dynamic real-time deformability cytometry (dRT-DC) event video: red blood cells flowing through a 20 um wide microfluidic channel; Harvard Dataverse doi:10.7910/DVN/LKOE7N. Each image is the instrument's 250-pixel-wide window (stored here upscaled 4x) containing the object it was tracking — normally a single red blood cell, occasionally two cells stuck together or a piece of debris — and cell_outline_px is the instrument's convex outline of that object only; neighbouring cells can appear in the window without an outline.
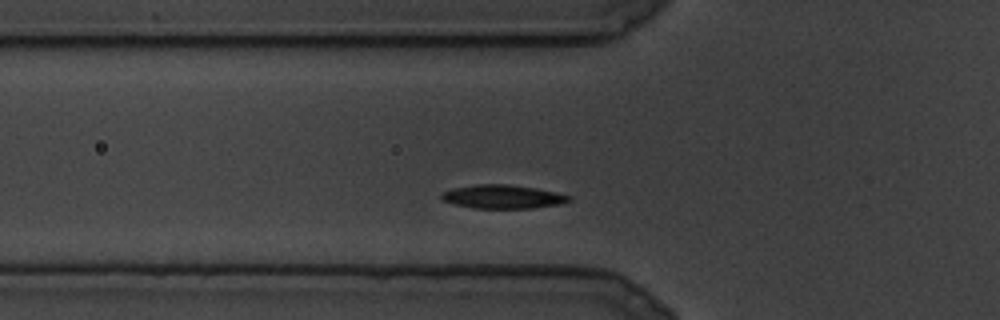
{"species": "common noctule bat (a hibernating species)", "species_latin": "Nyctalus noctula", "temperature_condition": "cold", "stored_images_in_passage": 74, "camera_frame_rate_fps": 3000, "um_per_image_px": 0.085, "animal": {"sex": "male", "body_mass_g": 19.5, "forearm_length_mm": 54.6}, "frame": {"image": 1, "passage_image": 2, "time_ms": 0.333, "image_size_px": [1000, 320], "cell_outline_px": [[572, 200], [560, 204], [532, 208], [472, 208], [456, 204], [444, 200], [440, 196], [440, 192], [452, 188], [476, 184], [508, 184], [536, 188], [556, 192], [568, 196]], "centroid_in_image_um": [42.71, 16.71], "position_along_channel_um": 83.1, "area_um2": 17.51}}
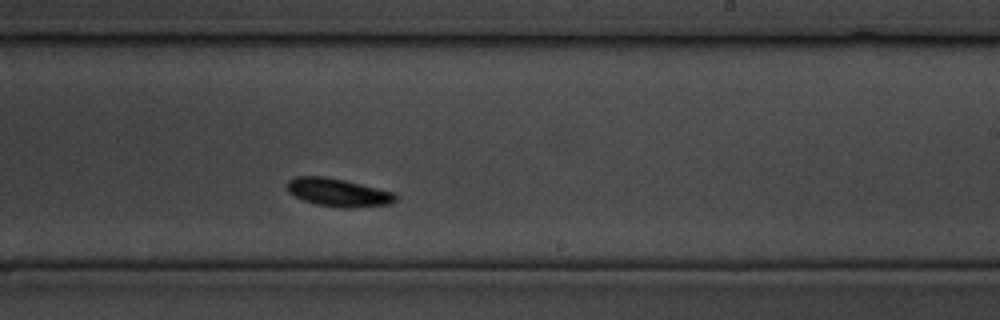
{"frame": {"image": 2, "passage_image": 31, "time_ms": 10.0, "image_size_px": [1000, 320], "cell_outline_px": [[396, 200], [392, 204], [344, 208], [316, 204], [304, 200], [288, 192], [288, 180], [296, 176], [324, 176], [344, 180], [392, 192], [396, 196]], "centroid_in_image_um": [28.73, 16.35], "position_along_channel_um": 260.3, "area_um2": 17.4}}
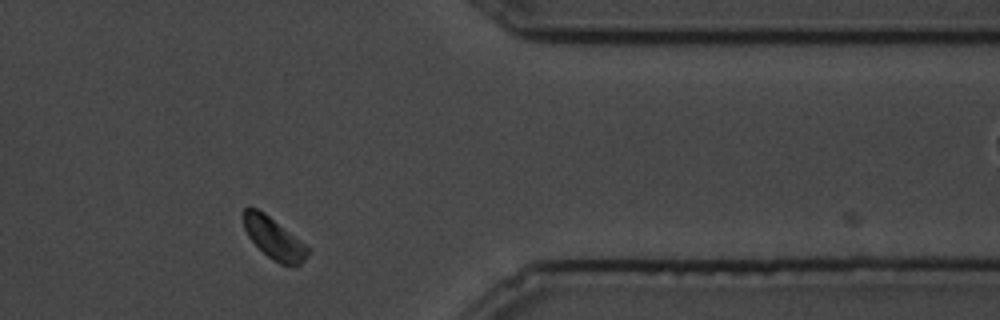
{"frame": {"image": 3, "passage_image": 54, "time_ms": 17.667, "image_size_px": [1000, 320], "cell_outline_px": [[312, 248], [304, 260], [296, 268], [292, 268], [280, 264], [272, 260], [248, 236], [244, 228], [240, 216], [244, 208], [256, 208], [264, 212]], "centroid_in_image_um": [23.31, 20.27], "position_along_channel_um": 388.1, "area_um2": 15.95}}